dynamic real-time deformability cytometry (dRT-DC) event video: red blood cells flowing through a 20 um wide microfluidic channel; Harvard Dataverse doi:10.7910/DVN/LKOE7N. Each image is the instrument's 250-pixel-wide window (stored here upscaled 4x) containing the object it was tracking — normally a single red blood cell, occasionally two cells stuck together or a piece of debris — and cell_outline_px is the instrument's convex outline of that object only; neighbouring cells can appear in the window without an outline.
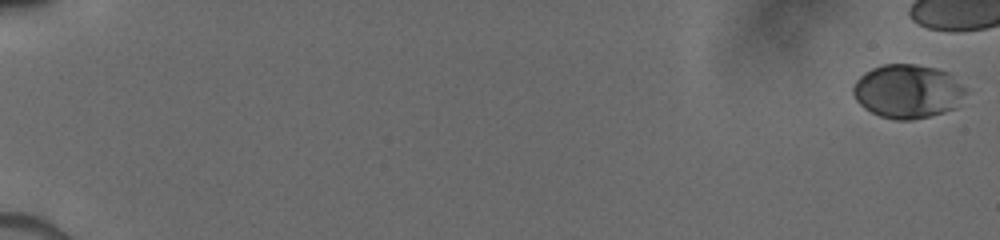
{"species": "human", "species_latin": "Homo sapiens", "temperature_condition": "cold", "stored_images_in_passage": 44, "camera_frame_rate_fps": 3000, "um_per_image_px": 0.085, "donor": {"sex": "male"}, "frame": {"image": 1, "passage_image": 1, "time_ms": 0.0, "image_size_px": [1000, 240], "cell_outline_px": [[964, 92], [956, 108], [944, 112], [912, 120], [896, 120], [880, 116], [864, 108], [856, 100], [852, 92], [852, 84], [864, 72], [872, 68], [884, 64], [916, 64], [936, 68], [948, 72], [964, 88]], "centroid_in_image_um": [77.1, 7.76], "position_along_channel_um": 7.9, "area_um2": 35.2}}
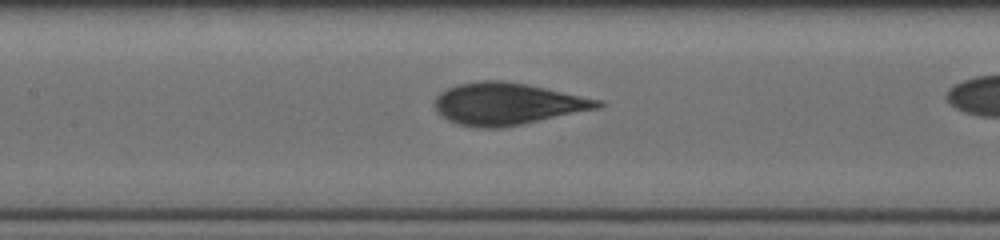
{"frame": {"image": 2, "passage_image": 42, "time_ms": 9.0, "image_size_px": [1000, 240], "cell_outline_px": [[608, 104], [600, 108], [500, 128], [484, 128], [460, 124], [448, 120], [440, 116], [436, 112], [436, 96], [440, 92], [456, 84], [480, 80], [504, 80], [528, 84], [604, 100]], "centroid_in_image_um": [43.16, 8.81], "position_along_channel_um": 164.2, "area_um2": 40.06}}